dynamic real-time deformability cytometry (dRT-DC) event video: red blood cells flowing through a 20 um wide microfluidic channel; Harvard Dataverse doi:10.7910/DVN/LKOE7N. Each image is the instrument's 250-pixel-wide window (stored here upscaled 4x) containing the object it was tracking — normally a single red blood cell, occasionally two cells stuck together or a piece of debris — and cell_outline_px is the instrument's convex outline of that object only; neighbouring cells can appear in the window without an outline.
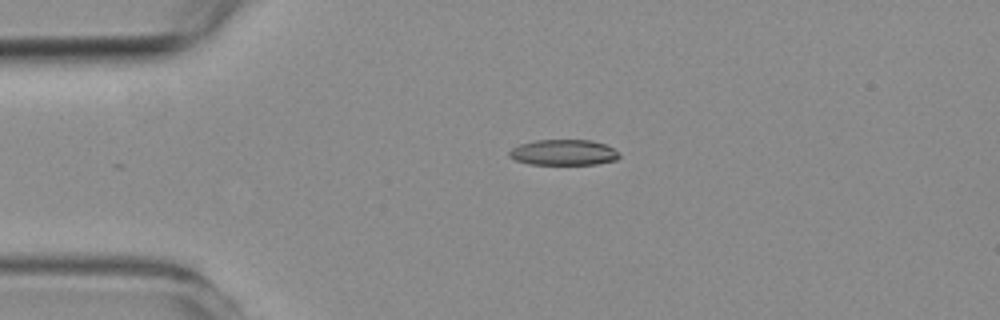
{"species": "common noctule bat (a hibernating species)", "species_latin": "Nyctalus noctula", "temperature_condition": "room temperature", "stored_images_in_passage": 2, "camera_frame_rate_fps": 3000, "um_per_image_px": 0.085, "animal": {"sex": "female", "body_mass_g": 19.3, "forearm_length_mm": 54.1}, "frame": {"image": 1, "passage_image": 1, "time_ms": 0.0, "image_size_px": [1000, 320], "cell_outline_px": [[620, 156], [616, 160], [596, 164], [528, 164], [516, 160], [508, 156], [508, 152], [512, 148], [520, 144], [536, 140], [592, 140], [604, 144], [612, 148]], "centroid_in_image_um": [47.87, 12.96], "position_along_channel_um": 37.1, "area_um2": 16.36}}